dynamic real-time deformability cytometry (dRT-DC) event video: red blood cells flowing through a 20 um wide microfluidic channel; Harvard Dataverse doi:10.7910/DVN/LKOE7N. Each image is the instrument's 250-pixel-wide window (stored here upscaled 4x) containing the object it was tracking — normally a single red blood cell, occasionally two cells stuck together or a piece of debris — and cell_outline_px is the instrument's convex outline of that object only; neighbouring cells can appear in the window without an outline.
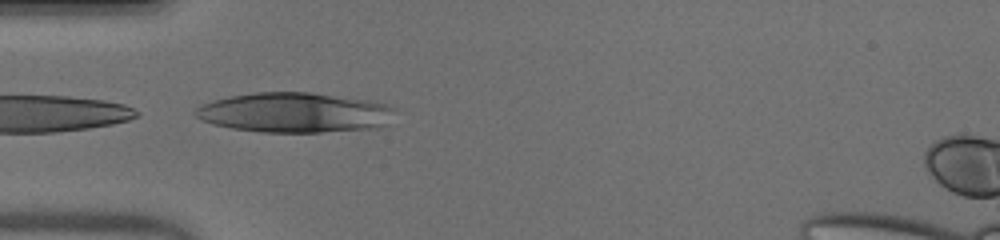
{"species": "human", "species_latin": "Homo sapiens", "temperature_condition": "warm", "stored_images_in_passage": 5, "camera_frame_rate_fps": 3000, "um_per_image_px": 0.085, "donor": {"sex": "male"}, "frame": {"image": 1, "passage_image": 1, "time_ms": 0.0, "image_size_px": [1000, 240], "cell_outline_px": [[396, 108], [384, 124], [380, 128], [320, 132], [264, 132], [232, 128], [212, 124], [196, 116], [192, 112], [200, 104], [212, 100], [228, 96], [256, 92], [312, 92], [368, 100], [388, 104]], "centroid_in_image_um": [25.01, 9.56], "position_along_channel_um": 60.0, "area_um2": 46.53}}